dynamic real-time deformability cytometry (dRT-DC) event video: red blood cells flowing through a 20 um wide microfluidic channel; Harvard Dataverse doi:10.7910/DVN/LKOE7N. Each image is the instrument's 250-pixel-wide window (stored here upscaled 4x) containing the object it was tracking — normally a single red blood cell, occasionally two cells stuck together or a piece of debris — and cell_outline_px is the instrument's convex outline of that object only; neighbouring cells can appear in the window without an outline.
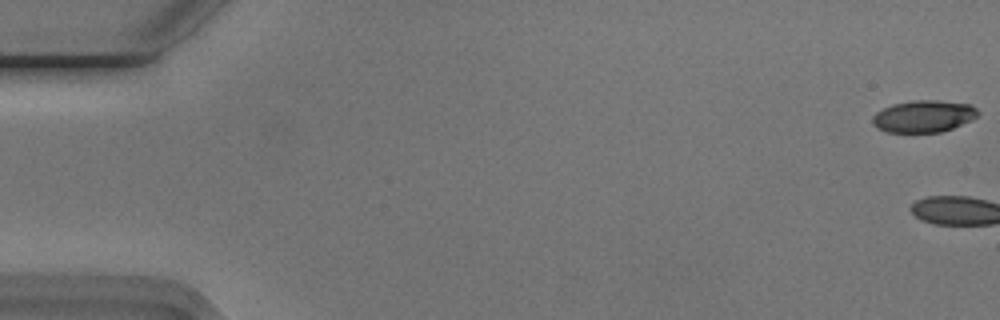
{"species": "Egyptian fruit bat (a non-hibernating species)", "species_latin": "Rousettus aegyptiacus", "temperature_condition": "cold", "stored_images_in_passage": 3, "camera_frame_rate_fps": 3000, "um_per_image_px": 0.085, "animal": {"sex": "male"}, "frame": {"image": 1, "passage_image": 1, "time_ms": 0.0, "image_size_px": [1000, 320], "cell_outline_px": [[980, 112], [976, 116], [952, 128], [940, 132], [888, 132], [876, 128], [872, 124], [872, 116], [876, 112], [892, 104], [912, 100], [936, 100], [968, 104], [976, 108]], "centroid_in_image_um": [78.45, 9.88], "position_along_channel_um": 6.6, "area_um2": 19.48}}